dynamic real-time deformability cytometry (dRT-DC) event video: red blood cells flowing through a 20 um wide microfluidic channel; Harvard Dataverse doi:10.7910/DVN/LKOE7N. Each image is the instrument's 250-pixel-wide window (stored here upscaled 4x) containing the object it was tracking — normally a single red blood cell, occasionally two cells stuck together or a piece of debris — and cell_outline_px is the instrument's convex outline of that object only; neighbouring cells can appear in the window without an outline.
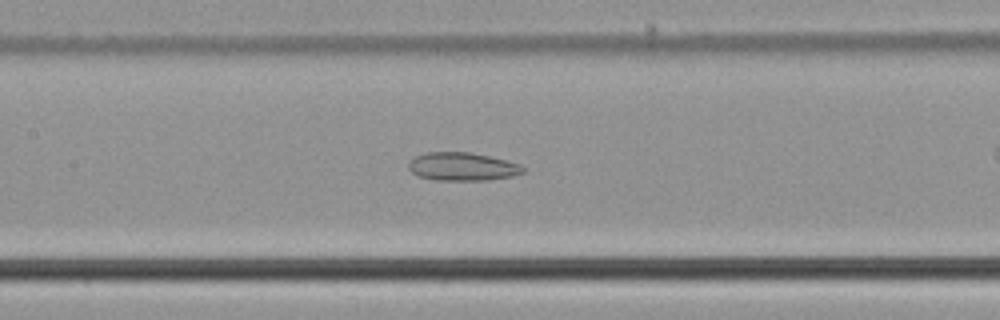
{"species": "common noctule bat (a hibernating species)", "species_latin": "Nyctalus noctula", "temperature_condition": "cold", "stored_images_in_passage": 45, "camera_frame_rate_fps": 3000, "um_per_image_px": 0.085, "animal": {"sex": "male", "body_mass_g": 21.5, "forearm_length_mm": 52.0}, "frame": {"image": 1, "passage_image": 27, "time_ms": 8.667, "image_size_px": [1000, 320], "cell_outline_px": [[524, 172], [512, 176], [488, 180], [436, 180], [416, 176], [408, 168], [408, 164], [416, 156], [428, 152], [468, 152], [488, 156], [520, 164], [524, 168]], "centroid_in_image_um": [39.28, 14.17], "position_along_channel_um": 168.1, "area_um2": 18.67}}
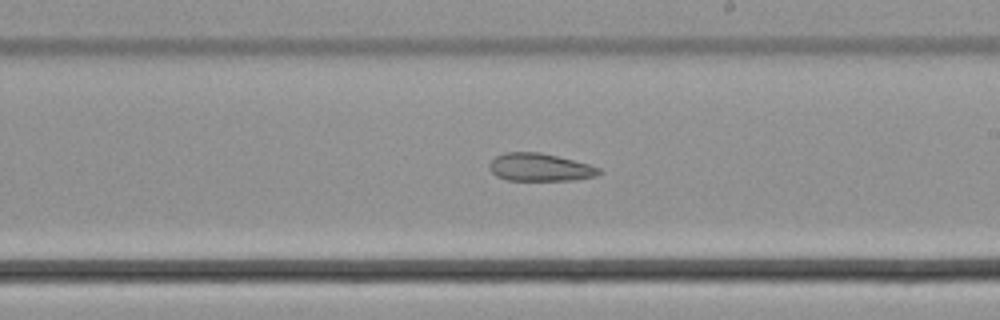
{"frame": {"image": 2, "passage_image": 33, "time_ms": 10.667, "image_size_px": [1000, 320], "cell_outline_px": [[604, 172], [596, 176], [576, 180], [508, 180], [496, 176], [492, 172], [492, 160], [496, 156], [504, 152], [540, 152], [588, 164], [600, 168]], "centroid_in_image_um": [45.94, 14.22], "position_along_channel_um": 243.1, "area_um2": 17.57}}
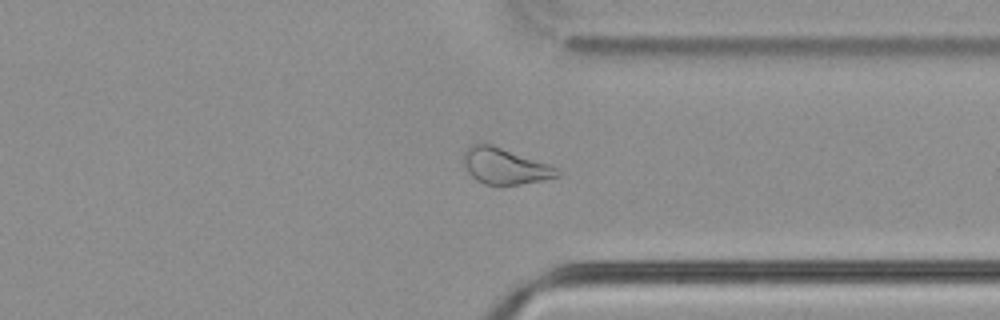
{"frame": {"image": 3, "passage_image": 43, "time_ms": 14.0, "image_size_px": [1000, 320], "cell_outline_px": [[564, 172], [560, 176], [544, 180], [496, 188], [484, 184], [476, 180], [468, 172], [464, 164], [464, 152], [472, 144], [492, 144], [548, 164]], "centroid_in_image_um": [42.93, 14.17], "position_along_channel_um": 368.5, "area_um2": 20.0}}